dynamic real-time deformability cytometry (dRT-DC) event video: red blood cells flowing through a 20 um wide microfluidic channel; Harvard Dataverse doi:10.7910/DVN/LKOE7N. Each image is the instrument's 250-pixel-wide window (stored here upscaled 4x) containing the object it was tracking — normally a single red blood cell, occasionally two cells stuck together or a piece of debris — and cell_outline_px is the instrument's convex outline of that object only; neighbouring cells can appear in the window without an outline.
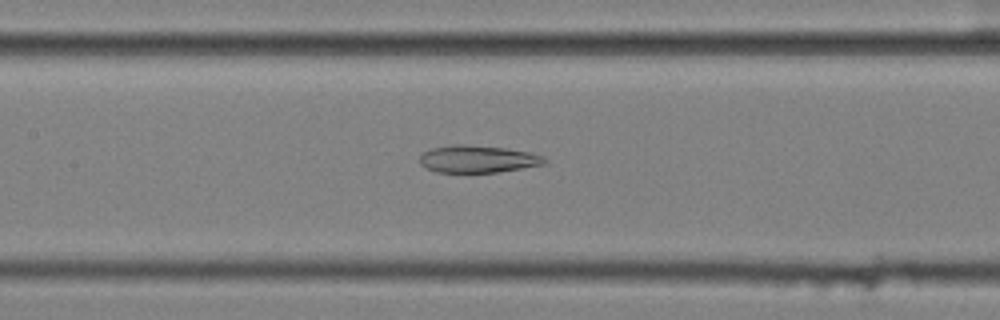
{"species": "common noctule bat (a hibernating species)", "species_latin": "Nyctalus noctula", "temperature_condition": "cold", "stored_images_in_passage": 54, "camera_frame_rate_fps": 3000, "um_per_image_px": 0.085, "animal": {"sex": "female", "body_mass_g": 25.1}, "frame": {"image": 1, "passage_image": 28, "time_ms": 9.0, "image_size_px": [1000, 320], "cell_outline_px": [[548, 160], [544, 164], [496, 172], [436, 172], [424, 168], [420, 164], [420, 156], [424, 152], [432, 148], [452, 144], [464, 144], [504, 148], [528, 152], [544, 156]], "centroid_in_image_um": [40.57, 13.51], "position_along_channel_um": 166.8, "area_um2": 19.77}}
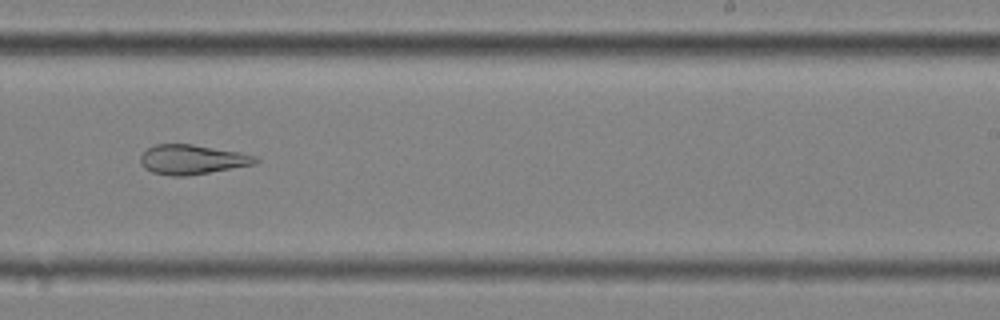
{"frame": {"image": 2, "passage_image": 37, "time_ms": 12.0, "image_size_px": [1000, 320], "cell_outline_px": [[260, 160], [256, 164], [188, 176], [172, 176], [152, 172], [144, 168], [140, 160], [140, 156], [148, 148], [156, 144], [192, 144], [236, 152], [256, 156]], "centroid_in_image_um": [16.32, 13.57], "position_along_channel_um": 272.7, "area_um2": 19.71}}
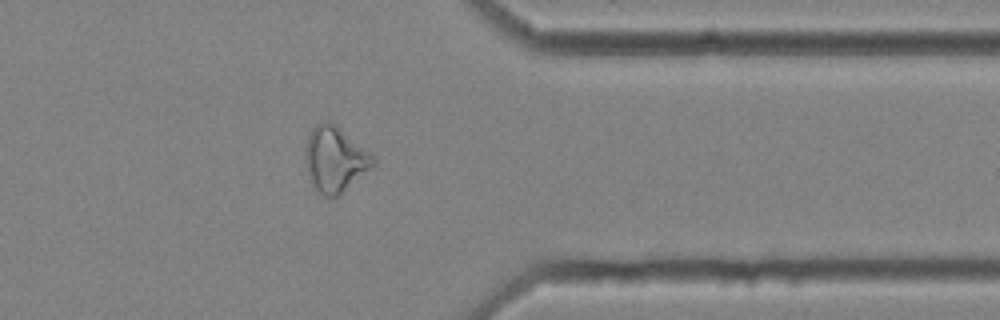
{"frame": {"image": 3, "passage_image": 47, "time_ms": 15.333, "image_size_px": [1000, 320], "cell_outline_px": [[376, 164], [372, 168], [340, 196], [324, 196], [316, 188], [312, 180], [304, 156], [308, 136], [312, 128], [316, 124], [324, 120], [332, 120], [376, 156]], "centroid_in_image_um": [28.54, 13.49], "position_along_channel_um": 382.9, "area_um2": 26.13}, "authors_computed_cell_mechanics": {"area_um2": 26.299, "velocity_mm_per_s": 3.5392, "shape_relaxation_time_tau1_ms": null, "shape_relaxation_time_tau2_ms": 3.3017, "deformation_change_tau1": null, "deformation_change_tau2": 0.1302}}